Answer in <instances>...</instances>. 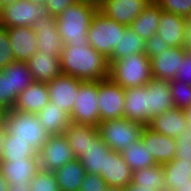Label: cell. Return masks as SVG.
Returning <instances> with one entry per match:
<instances>
[{"mask_svg":"<svg viewBox=\"0 0 191 191\" xmlns=\"http://www.w3.org/2000/svg\"><path fill=\"white\" fill-rule=\"evenodd\" d=\"M60 62L62 73L82 81H100L110 75L108 59L90 44H64Z\"/></svg>","mask_w":191,"mask_h":191,"instance_id":"cell-1","label":"cell"},{"mask_svg":"<svg viewBox=\"0 0 191 191\" xmlns=\"http://www.w3.org/2000/svg\"><path fill=\"white\" fill-rule=\"evenodd\" d=\"M98 6L78 1L56 17L57 29L64 44H89L88 30Z\"/></svg>","mask_w":191,"mask_h":191,"instance_id":"cell-2","label":"cell"},{"mask_svg":"<svg viewBox=\"0 0 191 191\" xmlns=\"http://www.w3.org/2000/svg\"><path fill=\"white\" fill-rule=\"evenodd\" d=\"M109 77L124 89L145 86L151 81V60L144 53H136L110 64Z\"/></svg>","mask_w":191,"mask_h":191,"instance_id":"cell-3","label":"cell"},{"mask_svg":"<svg viewBox=\"0 0 191 191\" xmlns=\"http://www.w3.org/2000/svg\"><path fill=\"white\" fill-rule=\"evenodd\" d=\"M3 122L7 134L12 139H21L28 142L37 152L46 143L50 135L34 113L11 109L5 112Z\"/></svg>","mask_w":191,"mask_h":191,"instance_id":"cell-4","label":"cell"},{"mask_svg":"<svg viewBox=\"0 0 191 191\" xmlns=\"http://www.w3.org/2000/svg\"><path fill=\"white\" fill-rule=\"evenodd\" d=\"M128 26L107 18L99 10L94 14L88 30L89 44L107 59L112 56L114 48H118L121 33H125Z\"/></svg>","mask_w":191,"mask_h":191,"instance_id":"cell-5","label":"cell"},{"mask_svg":"<svg viewBox=\"0 0 191 191\" xmlns=\"http://www.w3.org/2000/svg\"><path fill=\"white\" fill-rule=\"evenodd\" d=\"M144 127L143 124L124 117L100 122L97 126L102 140L111 150L118 153L123 152L129 144L138 141Z\"/></svg>","mask_w":191,"mask_h":191,"instance_id":"cell-6","label":"cell"},{"mask_svg":"<svg viewBox=\"0 0 191 191\" xmlns=\"http://www.w3.org/2000/svg\"><path fill=\"white\" fill-rule=\"evenodd\" d=\"M99 94V81H82L75 98V104L70 114L73 123L98 126L100 112L97 102Z\"/></svg>","mask_w":191,"mask_h":191,"instance_id":"cell-7","label":"cell"},{"mask_svg":"<svg viewBox=\"0 0 191 191\" xmlns=\"http://www.w3.org/2000/svg\"><path fill=\"white\" fill-rule=\"evenodd\" d=\"M46 13V7L33 0H16L0 7V25L6 28L33 27Z\"/></svg>","mask_w":191,"mask_h":191,"instance_id":"cell-8","label":"cell"},{"mask_svg":"<svg viewBox=\"0 0 191 191\" xmlns=\"http://www.w3.org/2000/svg\"><path fill=\"white\" fill-rule=\"evenodd\" d=\"M98 99L101 122L124 117L125 89L110 77L99 81Z\"/></svg>","mask_w":191,"mask_h":191,"instance_id":"cell-9","label":"cell"},{"mask_svg":"<svg viewBox=\"0 0 191 191\" xmlns=\"http://www.w3.org/2000/svg\"><path fill=\"white\" fill-rule=\"evenodd\" d=\"M40 170L54 172L76 159L64 134L49 135L38 151Z\"/></svg>","mask_w":191,"mask_h":191,"instance_id":"cell-10","label":"cell"},{"mask_svg":"<svg viewBox=\"0 0 191 191\" xmlns=\"http://www.w3.org/2000/svg\"><path fill=\"white\" fill-rule=\"evenodd\" d=\"M81 82L78 78L61 73L47 83L50 102L56 103V106L70 116Z\"/></svg>","mask_w":191,"mask_h":191,"instance_id":"cell-11","label":"cell"},{"mask_svg":"<svg viewBox=\"0 0 191 191\" xmlns=\"http://www.w3.org/2000/svg\"><path fill=\"white\" fill-rule=\"evenodd\" d=\"M33 29L37 37V51L60 57L64 43L57 29L56 17L46 13L37 20Z\"/></svg>","mask_w":191,"mask_h":191,"instance_id":"cell-12","label":"cell"},{"mask_svg":"<svg viewBox=\"0 0 191 191\" xmlns=\"http://www.w3.org/2000/svg\"><path fill=\"white\" fill-rule=\"evenodd\" d=\"M153 0H102L98 10L107 18L125 26H130L135 18L148 7Z\"/></svg>","mask_w":191,"mask_h":191,"instance_id":"cell-13","label":"cell"},{"mask_svg":"<svg viewBox=\"0 0 191 191\" xmlns=\"http://www.w3.org/2000/svg\"><path fill=\"white\" fill-rule=\"evenodd\" d=\"M147 109L146 126L150 120L164 111L174 108L170 82L152 78L146 85Z\"/></svg>","mask_w":191,"mask_h":191,"instance_id":"cell-14","label":"cell"},{"mask_svg":"<svg viewBox=\"0 0 191 191\" xmlns=\"http://www.w3.org/2000/svg\"><path fill=\"white\" fill-rule=\"evenodd\" d=\"M187 53L184 47H170L162 54L151 58V72L154 79L172 81L176 78L177 70Z\"/></svg>","mask_w":191,"mask_h":191,"instance_id":"cell-15","label":"cell"},{"mask_svg":"<svg viewBox=\"0 0 191 191\" xmlns=\"http://www.w3.org/2000/svg\"><path fill=\"white\" fill-rule=\"evenodd\" d=\"M141 139L157 164L163 165L175 158V138L154 132L148 126H145Z\"/></svg>","mask_w":191,"mask_h":191,"instance_id":"cell-16","label":"cell"},{"mask_svg":"<svg viewBox=\"0 0 191 191\" xmlns=\"http://www.w3.org/2000/svg\"><path fill=\"white\" fill-rule=\"evenodd\" d=\"M100 176L108 187L125 188L132 182L133 171L124 161L121 153L109 150L106 153L105 171Z\"/></svg>","mask_w":191,"mask_h":191,"instance_id":"cell-17","label":"cell"},{"mask_svg":"<svg viewBox=\"0 0 191 191\" xmlns=\"http://www.w3.org/2000/svg\"><path fill=\"white\" fill-rule=\"evenodd\" d=\"M15 61L27 62L37 52V37L33 27L7 28Z\"/></svg>","mask_w":191,"mask_h":191,"instance_id":"cell-18","label":"cell"},{"mask_svg":"<svg viewBox=\"0 0 191 191\" xmlns=\"http://www.w3.org/2000/svg\"><path fill=\"white\" fill-rule=\"evenodd\" d=\"M148 127L162 135L178 138L188 128V123L184 110L172 108L154 116Z\"/></svg>","mask_w":191,"mask_h":191,"instance_id":"cell-19","label":"cell"},{"mask_svg":"<svg viewBox=\"0 0 191 191\" xmlns=\"http://www.w3.org/2000/svg\"><path fill=\"white\" fill-rule=\"evenodd\" d=\"M39 171L38 155L26 160H11V163L0 162V172L8 183L29 184Z\"/></svg>","mask_w":191,"mask_h":191,"instance_id":"cell-20","label":"cell"},{"mask_svg":"<svg viewBox=\"0 0 191 191\" xmlns=\"http://www.w3.org/2000/svg\"><path fill=\"white\" fill-rule=\"evenodd\" d=\"M49 102L47 84L34 81L18 95L12 109L37 114Z\"/></svg>","mask_w":191,"mask_h":191,"instance_id":"cell-21","label":"cell"},{"mask_svg":"<svg viewBox=\"0 0 191 191\" xmlns=\"http://www.w3.org/2000/svg\"><path fill=\"white\" fill-rule=\"evenodd\" d=\"M187 19L179 15L163 11L156 34L169 47H183Z\"/></svg>","mask_w":191,"mask_h":191,"instance_id":"cell-22","label":"cell"},{"mask_svg":"<svg viewBox=\"0 0 191 191\" xmlns=\"http://www.w3.org/2000/svg\"><path fill=\"white\" fill-rule=\"evenodd\" d=\"M35 82L49 83L62 73L60 57L37 51L28 61Z\"/></svg>","mask_w":191,"mask_h":191,"instance_id":"cell-23","label":"cell"},{"mask_svg":"<svg viewBox=\"0 0 191 191\" xmlns=\"http://www.w3.org/2000/svg\"><path fill=\"white\" fill-rule=\"evenodd\" d=\"M98 134L97 126H87L73 122L67 126L64 132L72 152L78 160H81V153L86 152L91 141Z\"/></svg>","mask_w":191,"mask_h":191,"instance_id":"cell-24","label":"cell"},{"mask_svg":"<svg viewBox=\"0 0 191 191\" xmlns=\"http://www.w3.org/2000/svg\"><path fill=\"white\" fill-rule=\"evenodd\" d=\"M146 85L125 89L124 118L146 126Z\"/></svg>","mask_w":191,"mask_h":191,"instance_id":"cell-25","label":"cell"},{"mask_svg":"<svg viewBox=\"0 0 191 191\" xmlns=\"http://www.w3.org/2000/svg\"><path fill=\"white\" fill-rule=\"evenodd\" d=\"M36 115L40 124L50 135L64 134L65 129L71 123L70 116L54 102H49Z\"/></svg>","mask_w":191,"mask_h":191,"instance_id":"cell-26","label":"cell"},{"mask_svg":"<svg viewBox=\"0 0 191 191\" xmlns=\"http://www.w3.org/2000/svg\"><path fill=\"white\" fill-rule=\"evenodd\" d=\"M110 147L98 134L90 143L85 153H81V164L86 173L99 174L105 171L106 153Z\"/></svg>","mask_w":191,"mask_h":191,"instance_id":"cell-27","label":"cell"},{"mask_svg":"<svg viewBox=\"0 0 191 191\" xmlns=\"http://www.w3.org/2000/svg\"><path fill=\"white\" fill-rule=\"evenodd\" d=\"M61 191H79L86 172L77 158L54 171Z\"/></svg>","mask_w":191,"mask_h":191,"instance_id":"cell-28","label":"cell"},{"mask_svg":"<svg viewBox=\"0 0 191 191\" xmlns=\"http://www.w3.org/2000/svg\"><path fill=\"white\" fill-rule=\"evenodd\" d=\"M162 12L160 7L152 1L151 4L134 19L129 27L137 35L146 40L156 34Z\"/></svg>","mask_w":191,"mask_h":191,"instance_id":"cell-29","label":"cell"},{"mask_svg":"<svg viewBox=\"0 0 191 191\" xmlns=\"http://www.w3.org/2000/svg\"><path fill=\"white\" fill-rule=\"evenodd\" d=\"M165 173L167 191H176L178 187L188 183L191 179V160L174 158L162 165Z\"/></svg>","mask_w":191,"mask_h":191,"instance_id":"cell-30","label":"cell"},{"mask_svg":"<svg viewBox=\"0 0 191 191\" xmlns=\"http://www.w3.org/2000/svg\"><path fill=\"white\" fill-rule=\"evenodd\" d=\"M145 40L137 35L130 27H127L125 33H121L118 48H114L112 56L108 59L109 64L115 60H120L126 56L136 53H144Z\"/></svg>","mask_w":191,"mask_h":191,"instance_id":"cell-31","label":"cell"},{"mask_svg":"<svg viewBox=\"0 0 191 191\" xmlns=\"http://www.w3.org/2000/svg\"><path fill=\"white\" fill-rule=\"evenodd\" d=\"M165 173L162 165L156 164L133 172L132 182L143 188L167 191Z\"/></svg>","mask_w":191,"mask_h":191,"instance_id":"cell-32","label":"cell"},{"mask_svg":"<svg viewBox=\"0 0 191 191\" xmlns=\"http://www.w3.org/2000/svg\"><path fill=\"white\" fill-rule=\"evenodd\" d=\"M121 155L133 172L157 164L141 138L129 144Z\"/></svg>","mask_w":191,"mask_h":191,"instance_id":"cell-33","label":"cell"},{"mask_svg":"<svg viewBox=\"0 0 191 191\" xmlns=\"http://www.w3.org/2000/svg\"><path fill=\"white\" fill-rule=\"evenodd\" d=\"M36 155H38V152L28 142L21 139H12L6 134L0 162L11 163V160H26Z\"/></svg>","mask_w":191,"mask_h":191,"instance_id":"cell-34","label":"cell"},{"mask_svg":"<svg viewBox=\"0 0 191 191\" xmlns=\"http://www.w3.org/2000/svg\"><path fill=\"white\" fill-rule=\"evenodd\" d=\"M2 71H10L11 92L17 97L34 82L27 62L14 61L8 64Z\"/></svg>","mask_w":191,"mask_h":191,"instance_id":"cell-35","label":"cell"},{"mask_svg":"<svg viewBox=\"0 0 191 191\" xmlns=\"http://www.w3.org/2000/svg\"><path fill=\"white\" fill-rule=\"evenodd\" d=\"M170 91L174 108L186 110L191 107V85L173 79L170 81Z\"/></svg>","mask_w":191,"mask_h":191,"instance_id":"cell-36","label":"cell"},{"mask_svg":"<svg viewBox=\"0 0 191 191\" xmlns=\"http://www.w3.org/2000/svg\"><path fill=\"white\" fill-rule=\"evenodd\" d=\"M16 100L17 96L11 92L10 71L0 70V110L10 111Z\"/></svg>","mask_w":191,"mask_h":191,"instance_id":"cell-37","label":"cell"},{"mask_svg":"<svg viewBox=\"0 0 191 191\" xmlns=\"http://www.w3.org/2000/svg\"><path fill=\"white\" fill-rule=\"evenodd\" d=\"M30 191H61L54 172L40 170L29 183Z\"/></svg>","mask_w":191,"mask_h":191,"instance_id":"cell-38","label":"cell"},{"mask_svg":"<svg viewBox=\"0 0 191 191\" xmlns=\"http://www.w3.org/2000/svg\"><path fill=\"white\" fill-rule=\"evenodd\" d=\"M162 11L188 19L191 16V0H153Z\"/></svg>","mask_w":191,"mask_h":191,"instance_id":"cell-39","label":"cell"},{"mask_svg":"<svg viewBox=\"0 0 191 191\" xmlns=\"http://www.w3.org/2000/svg\"><path fill=\"white\" fill-rule=\"evenodd\" d=\"M15 61L6 27L0 25V70Z\"/></svg>","mask_w":191,"mask_h":191,"instance_id":"cell-40","label":"cell"},{"mask_svg":"<svg viewBox=\"0 0 191 191\" xmlns=\"http://www.w3.org/2000/svg\"><path fill=\"white\" fill-rule=\"evenodd\" d=\"M175 158L191 160V130L187 128L178 138H175Z\"/></svg>","mask_w":191,"mask_h":191,"instance_id":"cell-41","label":"cell"},{"mask_svg":"<svg viewBox=\"0 0 191 191\" xmlns=\"http://www.w3.org/2000/svg\"><path fill=\"white\" fill-rule=\"evenodd\" d=\"M169 45L161 39L157 34H154L150 38L145 40V50L144 54L148 56L150 59L154 56L162 54L165 50H167Z\"/></svg>","mask_w":191,"mask_h":191,"instance_id":"cell-42","label":"cell"},{"mask_svg":"<svg viewBox=\"0 0 191 191\" xmlns=\"http://www.w3.org/2000/svg\"><path fill=\"white\" fill-rule=\"evenodd\" d=\"M108 188L106 181L94 173H86L79 191H105Z\"/></svg>","mask_w":191,"mask_h":191,"instance_id":"cell-43","label":"cell"},{"mask_svg":"<svg viewBox=\"0 0 191 191\" xmlns=\"http://www.w3.org/2000/svg\"><path fill=\"white\" fill-rule=\"evenodd\" d=\"M79 0H47L45 7L47 13L52 17L60 15L69 5H72Z\"/></svg>","mask_w":191,"mask_h":191,"instance_id":"cell-44","label":"cell"},{"mask_svg":"<svg viewBox=\"0 0 191 191\" xmlns=\"http://www.w3.org/2000/svg\"><path fill=\"white\" fill-rule=\"evenodd\" d=\"M175 80L191 85V57L186 53L182 59Z\"/></svg>","mask_w":191,"mask_h":191,"instance_id":"cell-45","label":"cell"},{"mask_svg":"<svg viewBox=\"0 0 191 191\" xmlns=\"http://www.w3.org/2000/svg\"><path fill=\"white\" fill-rule=\"evenodd\" d=\"M183 47L185 49L191 47V16L187 19Z\"/></svg>","mask_w":191,"mask_h":191,"instance_id":"cell-46","label":"cell"},{"mask_svg":"<svg viewBox=\"0 0 191 191\" xmlns=\"http://www.w3.org/2000/svg\"><path fill=\"white\" fill-rule=\"evenodd\" d=\"M8 191H30L29 184L9 183Z\"/></svg>","mask_w":191,"mask_h":191,"instance_id":"cell-47","label":"cell"},{"mask_svg":"<svg viewBox=\"0 0 191 191\" xmlns=\"http://www.w3.org/2000/svg\"><path fill=\"white\" fill-rule=\"evenodd\" d=\"M123 191H158V190L149 189L146 187L143 188L142 186H138L133 183H130L125 188H123Z\"/></svg>","mask_w":191,"mask_h":191,"instance_id":"cell-48","label":"cell"},{"mask_svg":"<svg viewBox=\"0 0 191 191\" xmlns=\"http://www.w3.org/2000/svg\"><path fill=\"white\" fill-rule=\"evenodd\" d=\"M7 134L4 122H2L0 124V161H1V157H2V150H3V143L5 140V136Z\"/></svg>","mask_w":191,"mask_h":191,"instance_id":"cell-49","label":"cell"},{"mask_svg":"<svg viewBox=\"0 0 191 191\" xmlns=\"http://www.w3.org/2000/svg\"><path fill=\"white\" fill-rule=\"evenodd\" d=\"M9 183L0 172V191H8Z\"/></svg>","mask_w":191,"mask_h":191,"instance_id":"cell-50","label":"cell"},{"mask_svg":"<svg viewBox=\"0 0 191 191\" xmlns=\"http://www.w3.org/2000/svg\"><path fill=\"white\" fill-rule=\"evenodd\" d=\"M184 113L188 123V128L191 130V107L189 109L184 110Z\"/></svg>","mask_w":191,"mask_h":191,"instance_id":"cell-51","label":"cell"},{"mask_svg":"<svg viewBox=\"0 0 191 191\" xmlns=\"http://www.w3.org/2000/svg\"><path fill=\"white\" fill-rule=\"evenodd\" d=\"M176 191H191V179L188 183H185L184 185H181L178 187Z\"/></svg>","mask_w":191,"mask_h":191,"instance_id":"cell-52","label":"cell"},{"mask_svg":"<svg viewBox=\"0 0 191 191\" xmlns=\"http://www.w3.org/2000/svg\"><path fill=\"white\" fill-rule=\"evenodd\" d=\"M79 1L89 2V3H92V4L97 5V6H99L102 2V0H79Z\"/></svg>","mask_w":191,"mask_h":191,"instance_id":"cell-53","label":"cell"},{"mask_svg":"<svg viewBox=\"0 0 191 191\" xmlns=\"http://www.w3.org/2000/svg\"><path fill=\"white\" fill-rule=\"evenodd\" d=\"M105 191H123V188L108 187Z\"/></svg>","mask_w":191,"mask_h":191,"instance_id":"cell-54","label":"cell"},{"mask_svg":"<svg viewBox=\"0 0 191 191\" xmlns=\"http://www.w3.org/2000/svg\"><path fill=\"white\" fill-rule=\"evenodd\" d=\"M14 1H16V0H0V7H1L2 5H5V4H7V3H12V2H14Z\"/></svg>","mask_w":191,"mask_h":191,"instance_id":"cell-55","label":"cell"},{"mask_svg":"<svg viewBox=\"0 0 191 191\" xmlns=\"http://www.w3.org/2000/svg\"><path fill=\"white\" fill-rule=\"evenodd\" d=\"M33 1L37 2L39 5L45 6L47 0H33Z\"/></svg>","mask_w":191,"mask_h":191,"instance_id":"cell-56","label":"cell"},{"mask_svg":"<svg viewBox=\"0 0 191 191\" xmlns=\"http://www.w3.org/2000/svg\"><path fill=\"white\" fill-rule=\"evenodd\" d=\"M4 112L2 110H0V124L3 122V116H4Z\"/></svg>","mask_w":191,"mask_h":191,"instance_id":"cell-57","label":"cell"},{"mask_svg":"<svg viewBox=\"0 0 191 191\" xmlns=\"http://www.w3.org/2000/svg\"><path fill=\"white\" fill-rule=\"evenodd\" d=\"M187 50L188 55L191 57V47H189Z\"/></svg>","mask_w":191,"mask_h":191,"instance_id":"cell-58","label":"cell"}]
</instances>
